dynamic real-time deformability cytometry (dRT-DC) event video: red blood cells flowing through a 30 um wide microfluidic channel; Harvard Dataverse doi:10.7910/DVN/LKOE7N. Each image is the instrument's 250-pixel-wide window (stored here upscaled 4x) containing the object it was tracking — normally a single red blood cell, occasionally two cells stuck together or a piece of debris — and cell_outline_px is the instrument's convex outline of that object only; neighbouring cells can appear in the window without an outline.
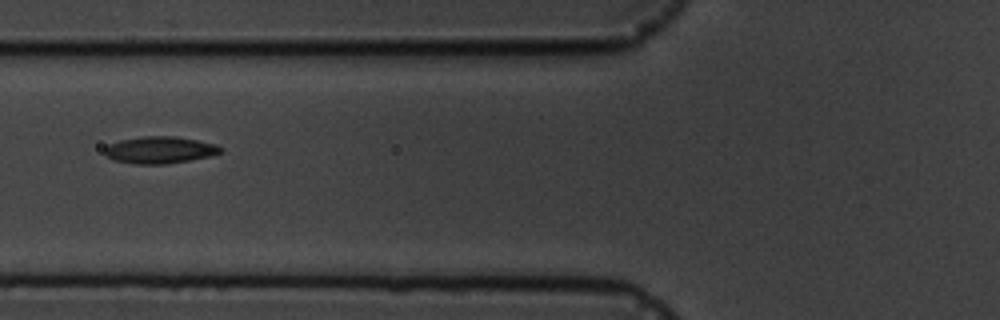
{"species": "common noctule bat (a hibernating species)", "species_latin": "Nyctalus noctula", "temperature_condition": "cold", "stored_images_in_passage": 11, "camera_frame_rate_fps": 3000, "um_per_image_px": 0.085, "animal": {"sex": "male", "body_mass_g": 19.5, "forearm_length_mm": 54.6}, "frame": {"image": 1, "passage_image": 7, "time_ms": 7.0, "image_size_px": [1000, 320], "cell_outline_px": [[224, 152], [208, 156], [188, 160], [164, 164], [132, 164], [112, 160], [104, 152], [104, 148], [108, 144], [120, 140], [144, 136], [176, 136], [216, 144], [224, 148]], "centroid_in_image_um": [13.57, 12.74], "position_along_channel_um": 112.2, "area_um2": 18.26}}
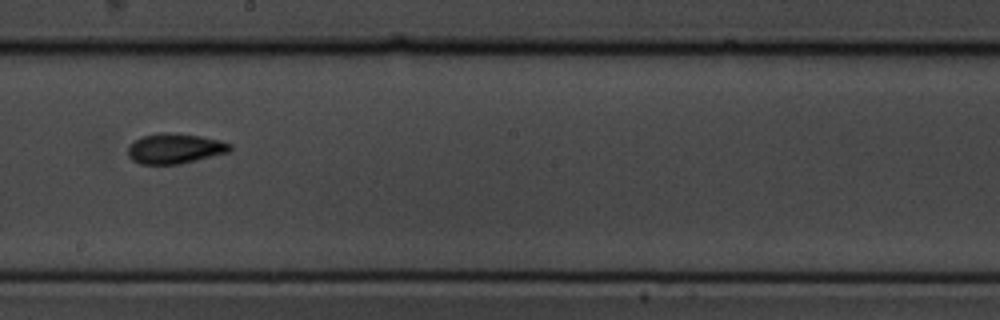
{"frame": {"image": 2, "passage_image": 10, "time_ms": 10.333, "image_size_px": [1000, 320], "cell_outline_px": [[232, 148], [228, 152], [180, 164], [140, 164], [132, 160], [128, 156], [128, 148], [140, 136], [160, 132], [168, 132], [200, 136], [220, 140], [232, 144]], "centroid_in_image_um": [14.85, 12.62], "position_along_channel_um": 233.3, "area_um2": 17.92}}
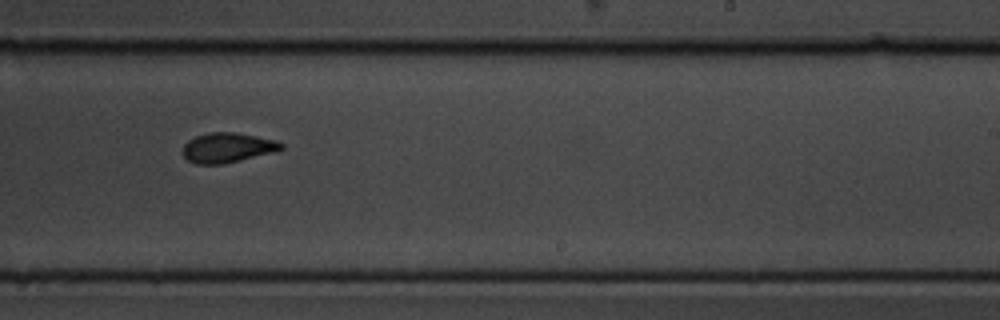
{"frame": {"image": 3, "passage_image": 11, "time_ms": 11.333, "image_size_px": [1000, 320], "cell_outline_px": [[284, 148], [276, 152], [240, 160], [220, 164], [196, 164], [188, 160], [184, 156], [184, 144], [188, 140], [196, 136], [208, 132], [232, 132], [256, 136], [276, 140], [284, 144]], "centroid_in_image_um": [19.36, 12.55], "position_along_channel_um": 269.6, "area_um2": 17.05}}